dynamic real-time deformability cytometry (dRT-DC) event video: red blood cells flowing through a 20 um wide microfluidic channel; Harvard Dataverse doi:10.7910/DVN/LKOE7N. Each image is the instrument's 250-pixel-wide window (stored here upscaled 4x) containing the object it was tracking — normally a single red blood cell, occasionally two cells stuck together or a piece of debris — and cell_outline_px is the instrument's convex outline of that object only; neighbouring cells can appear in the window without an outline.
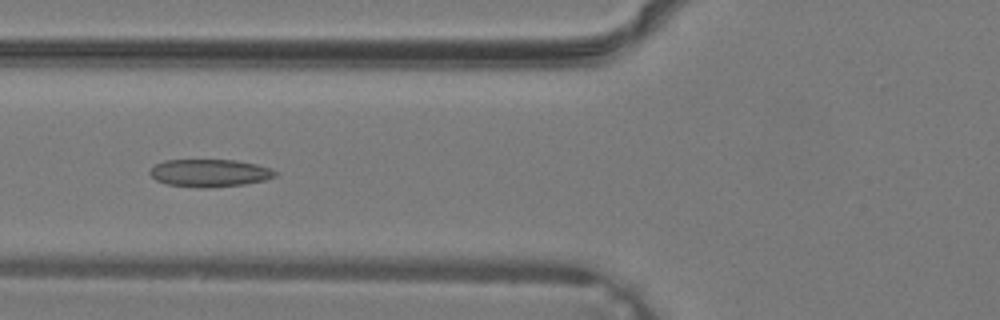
{"species": "common noctule bat (a hibernating species)", "species_latin": "Nyctalus noctula", "temperature_condition": "warm", "stored_images_in_passage": 16, "camera_frame_rate_fps": 3000, "um_per_image_px": 0.085, "animal": {"sex": "male", "body_mass_g": 19.2, "forearm_length_mm": 51.8}, "frame": {"image": 1, "passage_image": 5, "time_ms": 1.333, "image_size_px": [1000, 320], "cell_outline_px": [[276, 176], [264, 180], [244, 184], [200, 188], [168, 184], [156, 180], [148, 172], [156, 164], [164, 160], [236, 160], [256, 164], [272, 168], [276, 172]], "centroid_in_image_um": [17.82, 14.69], "position_along_channel_um": 108.0, "area_um2": 20.0}}
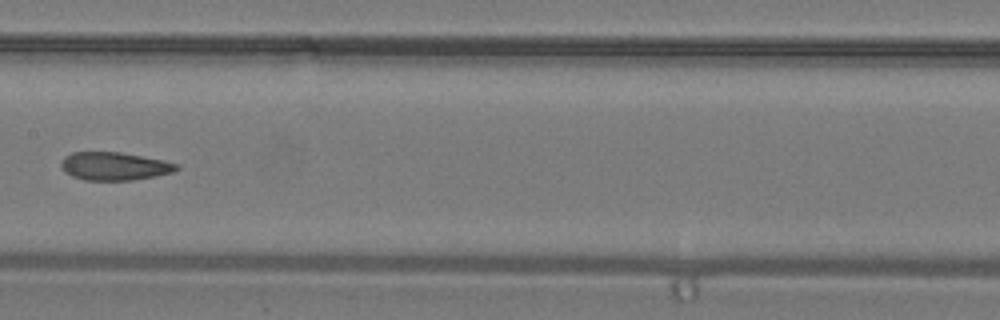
{"frame": {"image": 2, "passage_image": 10, "time_ms": 3.0, "image_size_px": [1000, 320], "cell_outline_px": [[180, 168], [172, 172], [156, 176], [132, 180], [84, 180], [72, 176], [64, 172], [60, 164], [64, 156], [72, 152], [120, 152], [164, 160], [180, 164]], "centroid_in_image_um": [9.73, 14.12], "position_along_channel_um": 197.7, "area_um2": 19.02}}
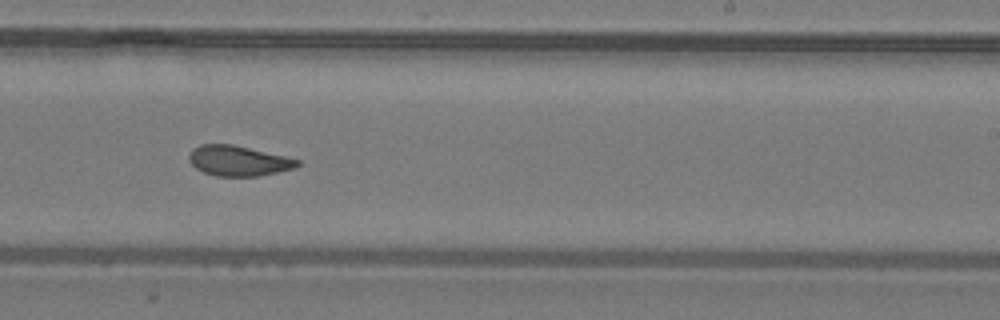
{"frame": {"image": 3, "passage_image": 14, "time_ms": 4.333, "image_size_px": [1000, 320], "cell_outline_px": [[300, 164], [292, 168], [276, 172], [256, 176], [216, 176], [204, 172], [196, 168], [188, 160], [188, 156], [192, 148], [200, 144], [232, 144], [284, 156], [300, 160]], "centroid_in_image_um": [20.2, 13.66], "position_along_channel_um": 268.8, "area_um2": 18.9}}